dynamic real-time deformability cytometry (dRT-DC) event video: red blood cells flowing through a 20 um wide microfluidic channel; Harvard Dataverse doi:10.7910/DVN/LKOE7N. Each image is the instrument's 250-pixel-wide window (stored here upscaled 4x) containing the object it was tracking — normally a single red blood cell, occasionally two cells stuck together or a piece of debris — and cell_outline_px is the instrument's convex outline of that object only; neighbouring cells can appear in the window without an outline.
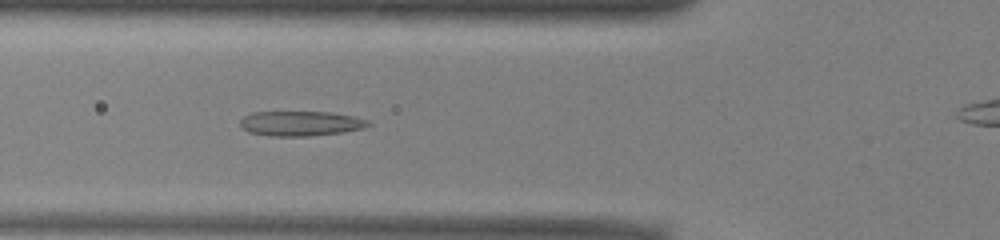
{"species": "common noctule bat (a hibernating species)", "species_latin": "Nyctalus noctula", "temperature_condition": "warm", "stored_images_in_passage": 46, "camera_frame_rate_fps": 3000, "um_per_image_px": 0.085, "animal": {"sex": "male", "body_mass_g": 13.0, "forearm_length_mm": 53.1}, "frame": {"image": 1, "passage_image": 12, "time_ms": 3.667, "image_size_px": [1000, 240], "cell_outline_px": [[372, 124], [364, 128], [344, 132], [308, 136], [268, 136], [248, 132], [240, 124], [240, 120], [244, 116], [252, 112], [332, 112], [356, 116], [368, 120]], "centroid_in_image_um": [25.59, 10.49], "position_along_channel_um": 100.2, "area_um2": 18.73}}
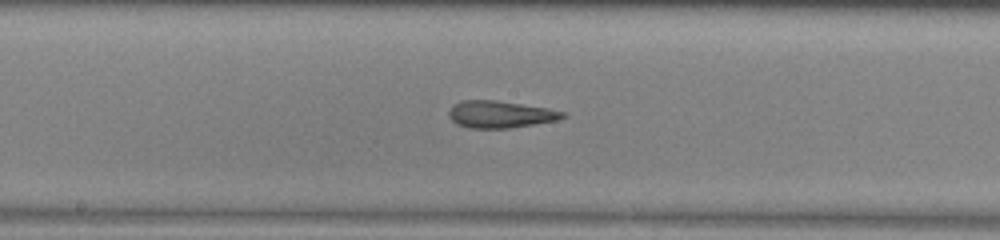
{"frame": {"image": 2, "passage_image": 20, "time_ms": 6.333, "image_size_px": [1000, 240], "cell_outline_px": [[568, 116], [556, 120], [508, 128], [468, 128], [456, 124], [448, 116], [448, 112], [452, 104], [460, 100], [496, 100], [548, 108], [568, 112]], "centroid_in_image_um": [42.5, 9.71], "position_along_channel_um": 205.7, "area_um2": 18.09}}
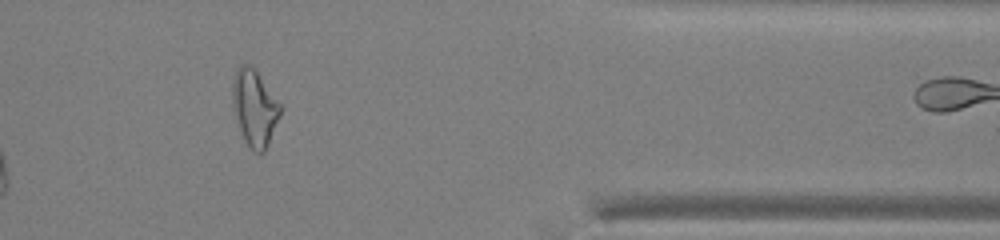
{"frame": {"image": 3, "passage_image": 36, "time_ms": 11.667, "image_size_px": [1000, 240], "cell_outline_px": [[284, 108], [268, 144], [264, 152], [256, 152], [244, 140], [232, 104], [232, 84], [236, 72], [240, 64], [248, 64], [256, 72]], "centroid_in_image_um": [21.66, 9.17], "position_along_channel_um": 389.7, "area_um2": 20.81}, "authors_computed_cell_mechanics": {"area_um2": 19.7387, "velocity_mm_per_s": 3.9497, "shape_relaxation_time_tau1_ms": null, "shape_relaxation_time_tau2_ms": 2.578, "deformation_change_tau1": null, "deformation_change_tau2": 0.1289}}